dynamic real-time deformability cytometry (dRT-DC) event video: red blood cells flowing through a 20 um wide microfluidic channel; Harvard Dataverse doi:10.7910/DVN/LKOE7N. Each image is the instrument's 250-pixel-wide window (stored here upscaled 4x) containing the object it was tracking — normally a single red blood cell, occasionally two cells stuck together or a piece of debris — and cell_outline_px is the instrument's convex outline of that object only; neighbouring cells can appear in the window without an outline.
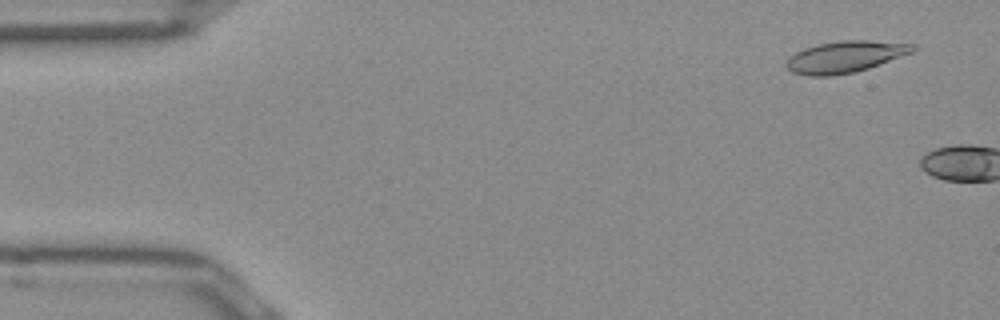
{"species": "Egyptian fruit bat (a non-hibernating species)", "species_latin": "Rousettus aegyptiacus", "temperature_condition": "room temperature", "stored_images_in_passage": 5, "camera_frame_rate_fps": 3000, "um_per_image_px": 0.085, "frame": {"image": 1, "passage_image": 3, "time_ms": 0.667, "image_size_px": [1000, 320], "cell_outline_px": [[916, 48], [912, 52], [868, 68], [852, 72], [832, 76], [808, 76], [792, 72], [784, 64], [796, 52], [804, 48], [816, 44], [840, 40], [868, 40], [912, 44]], "centroid_in_image_um": [71.8, 4.82], "position_along_channel_um": 13.2, "area_um2": 23.0}}